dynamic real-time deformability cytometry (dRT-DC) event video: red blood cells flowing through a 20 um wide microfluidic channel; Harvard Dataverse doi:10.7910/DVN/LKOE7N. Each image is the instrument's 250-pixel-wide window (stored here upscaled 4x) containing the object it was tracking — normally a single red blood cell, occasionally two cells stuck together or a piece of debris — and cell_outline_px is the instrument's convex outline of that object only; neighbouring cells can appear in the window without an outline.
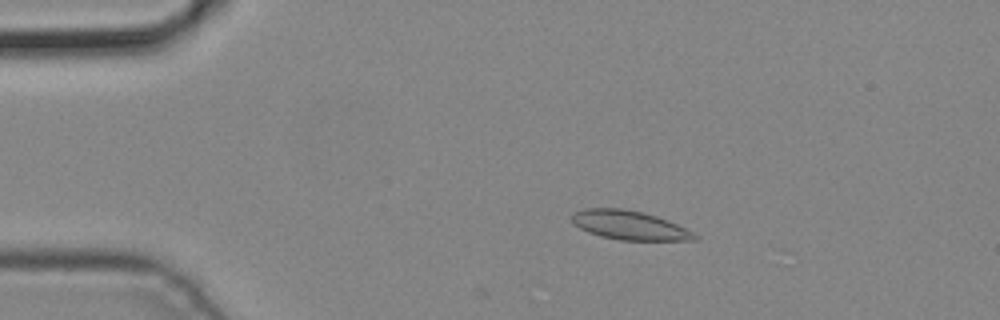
{"species": "common noctule bat (a hibernating species)", "species_latin": "Nyctalus noctula", "temperature_condition": "cold", "stored_images_in_passage": 4, "camera_frame_rate_fps": 3000, "um_per_image_px": 0.085, "animal": {"sex": "male", "body_mass_g": 19.2, "forearm_length_mm": 51.8}, "frame": {"image": 1, "passage_image": 3, "time_ms": 0.667, "image_size_px": [1000, 320], "cell_outline_px": [[700, 236], [696, 240], [620, 240], [600, 236], [588, 232], [580, 228], [572, 220], [572, 212], [584, 208], [620, 208], [644, 212], [668, 220]], "centroid_in_image_um": [53.49, 19.14], "position_along_channel_um": 31.5, "area_um2": 20.69}}